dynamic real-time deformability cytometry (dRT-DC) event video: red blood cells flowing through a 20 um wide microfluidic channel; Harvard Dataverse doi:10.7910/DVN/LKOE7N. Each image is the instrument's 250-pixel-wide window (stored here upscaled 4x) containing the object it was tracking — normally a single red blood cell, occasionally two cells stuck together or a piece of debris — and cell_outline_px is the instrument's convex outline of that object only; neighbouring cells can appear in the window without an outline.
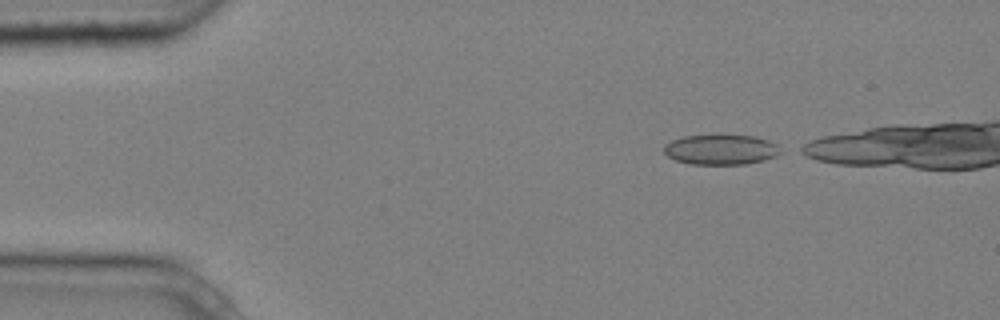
{"species": "common noctule bat (a hibernating species)", "species_latin": "Nyctalus noctula", "temperature_condition": "cold", "stored_images_in_passage": 6, "camera_frame_rate_fps": 3000, "um_per_image_px": 0.085, "animal": {"sex": "male", "body_mass_g": 20.4}, "frame": {"image": 1, "passage_image": 6, "time_ms": 1.667, "image_size_px": [1000, 320], "cell_outline_px": [[784, 152], [776, 156], [764, 160], [748, 164], [688, 164], [676, 160], [668, 156], [664, 152], [664, 144], [672, 140], [684, 136], [756, 136], [768, 140], [776, 144]], "centroid_in_image_um": [61.3, 12.73], "position_along_channel_um": 23.7, "area_um2": 20.4}}